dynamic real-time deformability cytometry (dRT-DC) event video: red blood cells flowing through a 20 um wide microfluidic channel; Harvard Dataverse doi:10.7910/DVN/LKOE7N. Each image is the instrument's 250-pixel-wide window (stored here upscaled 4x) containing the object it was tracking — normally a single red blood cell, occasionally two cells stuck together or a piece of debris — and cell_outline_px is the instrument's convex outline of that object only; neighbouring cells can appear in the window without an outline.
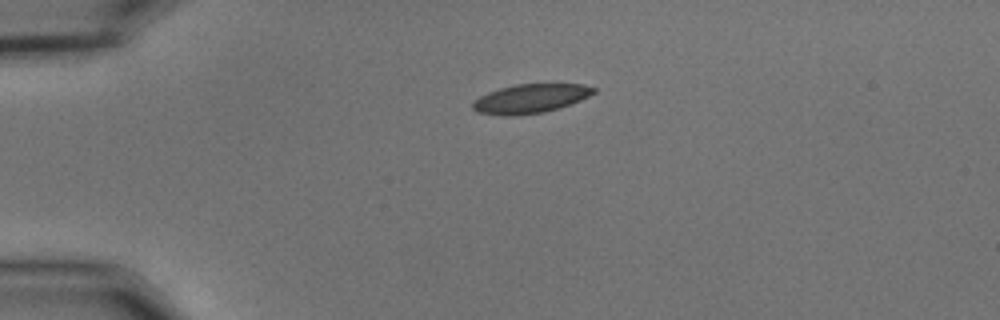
{"species": "common noctule bat (a hibernating species)", "species_latin": "Nyctalus noctula", "temperature_condition": "cold", "stored_images_in_passage": 43, "camera_frame_rate_fps": 3000, "um_per_image_px": 0.085, "animal": {"sex": "male", "body_mass_g": 15.6}, "frame": {"image": 1, "passage_image": 1, "time_ms": 0.0, "image_size_px": [1000, 320], "cell_outline_px": [[596, 92], [580, 100], [560, 108], [544, 112], [512, 116], [504, 116], [476, 112], [472, 108], [472, 100], [488, 92], [500, 88], [516, 84], [584, 84], [596, 88]], "centroid_in_image_um": [45.06, 8.38], "position_along_channel_um": 39.9, "area_um2": 20.58}}
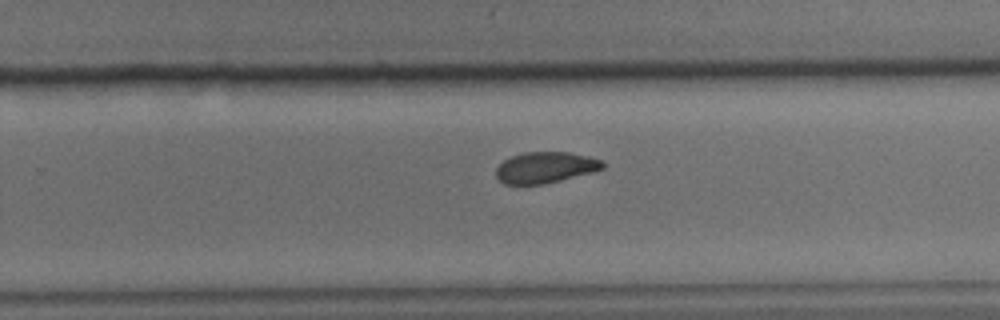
{"frame": {"image": 2, "passage_image": 24, "time_ms": 7.667, "image_size_px": [1000, 320], "cell_outline_px": [[604, 168], [592, 172], [560, 180], [540, 184], [504, 184], [496, 176], [496, 168], [504, 160], [512, 156], [524, 152], [568, 152], [588, 156], [600, 160], [604, 164]], "centroid_in_image_um": [46.34, 14.23], "position_along_channel_um": 283.5, "area_um2": 19.07}}
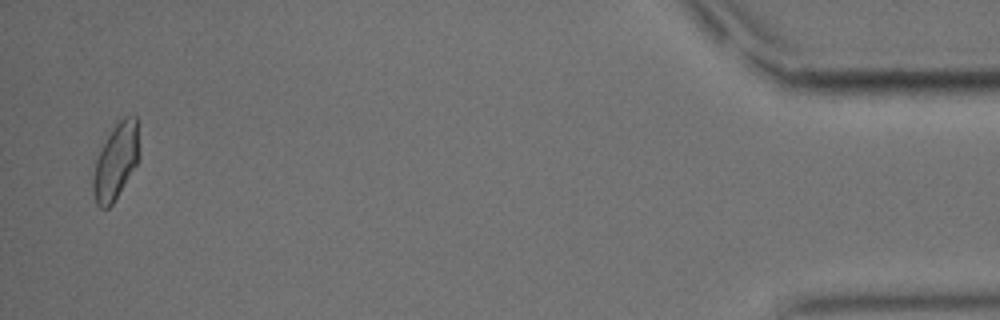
{"frame": {"image": 3, "passage_image": 42, "time_ms": 13.667, "image_size_px": [1000, 320], "cell_outline_px": [[140, 156], [136, 164], [112, 204], [108, 208], [100, 208], [96, 204], [92, 192], [92, 180], [96, 160], [112, 128], [124, 116], [136, 116], [140, 152]], "centroid_in_image_um": [9.85, 13.73], "position_along_channel_um": 425.4, "area_um2": 20.11}, "authors_computed_cell_mechanics": {"area_um2": 20.4034, "velocity_mm_per_s": 3.6399, "shape_relaxation_time_tau1_ms": 5.0408, "shape_relaxation_time_tau2_ms": 4.1274, "deformation_change_tau1": 0.1277, "deformation_change_tau2": 0.0767}}